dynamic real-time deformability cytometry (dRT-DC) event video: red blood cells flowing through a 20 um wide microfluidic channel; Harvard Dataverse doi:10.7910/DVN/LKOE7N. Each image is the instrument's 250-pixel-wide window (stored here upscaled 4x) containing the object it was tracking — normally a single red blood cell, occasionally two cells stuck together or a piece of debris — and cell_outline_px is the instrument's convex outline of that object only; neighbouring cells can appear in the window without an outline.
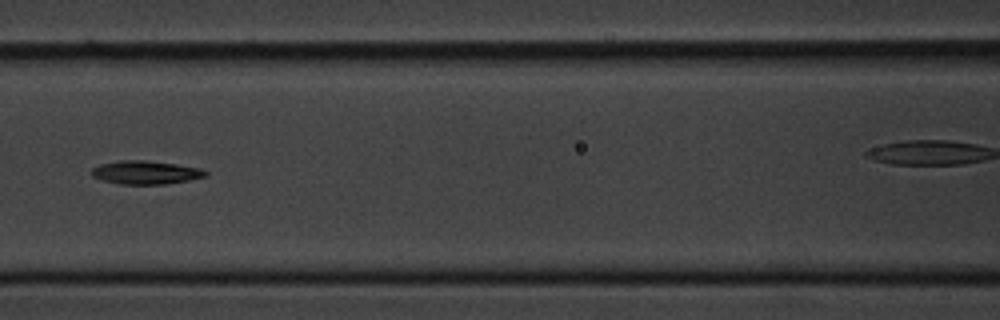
{"species": "common noctule bat (a hibernating species)", "species_latin": "Nyctalus noctula", "temperature_condition": "cold", "stored_images_in_passage": 11, "camera_frame_rate_fps": 3000, "um_per_image_px": 0.085, "animal": {"sex": "male", "body_mass_g": 20.1, "forearm_length_mm": 53.5}, "frame": {"image": 1, "passage_image": 5, "time_ms": 4.667, "image_size_px": [1000, 320], "cell_outline_px": [[208, 176], [188, 180], [164, 184], [120, 184], [104, 180], [92, 176], [92, 168], [100, 164], [120, 160], [144, 160], [176, 164], [200, 168], [208, 172]], "centroid_in_image_um": [12.4, 14.65], "position_along_channel_um": 154.2, "area_um2": 15.43}}
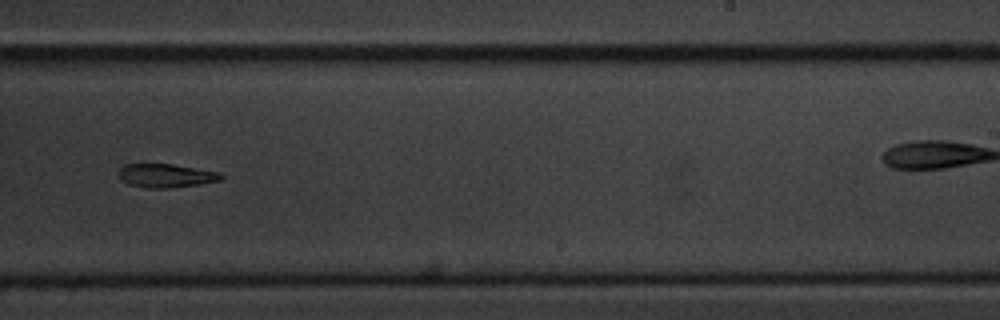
{"frame": {"image": 2, "passage_image": 8, "time_ms": 8.0, "image_size_px": [1000, 320], "cell_outline_px": [[224, 176], [220, 180], [200, 184], [168, 188], [148, 188], [128, 184], [120, 180], [116, 172], [124, 164], [172, 164], [220, 172]], "centroid_in_image_um": [14.06, 14.93], "position_along_channel_um": 274.9, "area_um2": 14.22}}